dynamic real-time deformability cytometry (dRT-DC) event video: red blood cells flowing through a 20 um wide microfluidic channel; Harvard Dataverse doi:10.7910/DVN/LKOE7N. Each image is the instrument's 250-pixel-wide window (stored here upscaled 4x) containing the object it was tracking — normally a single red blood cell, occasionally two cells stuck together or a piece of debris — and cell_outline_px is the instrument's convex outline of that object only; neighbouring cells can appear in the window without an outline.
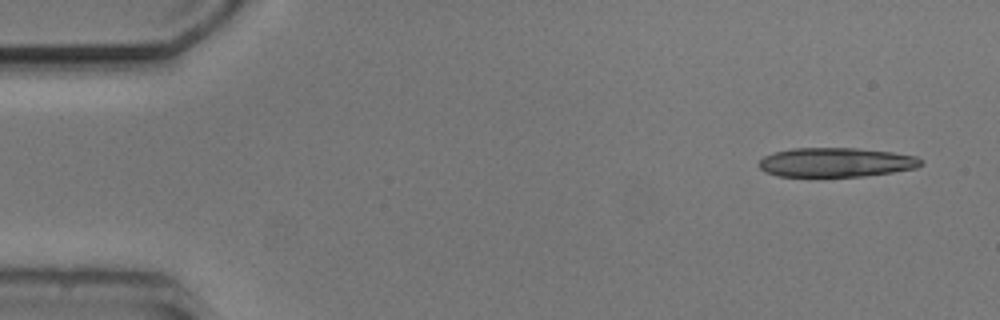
{"species": "common noctule bat (a hibernating species)", "species_latin": "Nyctalus noctula", "temperature_condition": "cold", "stored_images_in_passage": 8, "camera_frame_rate_fps": 3000, "um_per_image_px": 0.085, "animal": {"sex": "male", "body_mass_g": 20.5, "forearm_length_mm": 52.5}, "frame": {"image": 1, "passage_image": 1, "time_ms": 0.0, "image_size_px": [1000, 320], "cell_outline_px": [[924, 164], [916, 168], [892, 172], [864, 176], [780, 176], [764, 172], [756, 164], [764, 156], [776, 152], [792, 148], [856, 148], [892, 152], [916, 156], [924, 160]], "centroid_in_image_um": [71.07, 13.79], "position_along_channel_um": 13.9, "area_um2": 27.69}}